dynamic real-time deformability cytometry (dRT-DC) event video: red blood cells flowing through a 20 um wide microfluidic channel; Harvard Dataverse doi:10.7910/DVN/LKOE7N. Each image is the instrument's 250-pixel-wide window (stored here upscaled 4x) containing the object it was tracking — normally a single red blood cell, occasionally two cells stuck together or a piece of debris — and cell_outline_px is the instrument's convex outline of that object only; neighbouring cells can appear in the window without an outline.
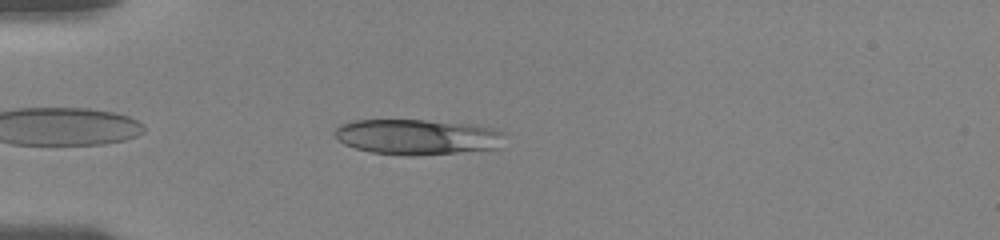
{"species": "human", "species_latin": "Homo sapiens", "temperature_condition": "room temperature", "stored_images_in_passage": 8, "camera_frame_rate_fps": 3000, "um_per_image_px": 0.085, "donor": {"sex": "female"}, "frame": {"image": 1, "passage_image": 4, "time_ms": 1.0, "image_size_px": [1000, 240], "cell_outline_px": [[504, 132], [500, 148], [412, 156], [408, 156], [372, 152], [356, 148], [344, 144], [332, 132], [340, 124], [352, 120], [424, 120], [468, 124], [496, 128]], "centroid_in_image_um": [35.46, 11.63], "position_along_channel_um": 49.5, "area_um2": 35.03}}
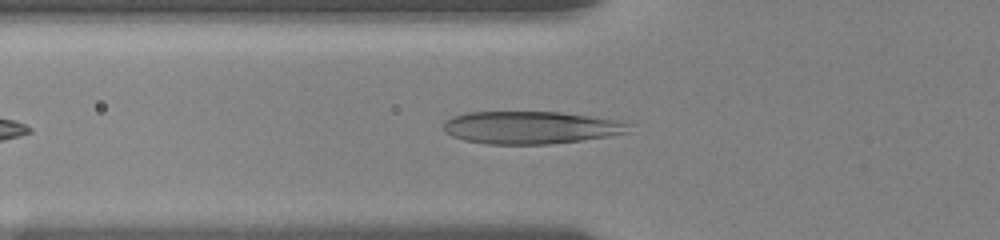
{"frame": {"image": 2, "passage_image": 7, "time_ms": 2.333, "image_size_px": [1000, 240], "cell_outline_px": [[632, 124], [628, 132], [608, 136], [580, 140], [548, 144], [488, 144], [464, 140], [452, 136], [444, 132], [444, 120], [452, 116], [468, 112], [560, 112], [620, 120]], "centroid_in_image_um": [45.1, 10.83], "position_along_channel_um": 80.7, "area_um2": 35.26}}